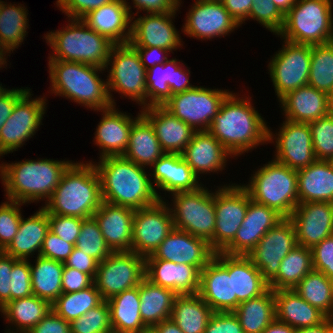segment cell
<instances>
[{
  "instance_id": "91938a15",
  "label": "cell",
  "mask_w": 333,
  "mask_h": 333,
  "mask_svg": "<svg viewBox=\"0 0 333 333\" xmlns=\"http://www.w3.org/2000/svg\"><path fill=\"white\" fill-rule=\"evenodd\" d=\"M114 0H57V8L70 19H82L89 12Z\"/></svg>"
},
{
  "instance_id": "11a10c76",
  "label": "cell",
  "mask_w": 333,
  "mask_h": 333,
  "mask_svg": "<svg viewBox=\"0 0 333 333\" xmlns=\"http://www.w3.org/2000/svg\"><path fill=\"white\" fill-rule=\"evenodd\" d=\"M256 20L274 35H278L284 24V14L271 0H253L248 20Z\"/></svg>"
},
{
  "instance_id": "30bf717a",
  "label": "cell",
  "mask_w": 333,
  "mask_h": 333,
  "mask_svg": "<svg viewBox=\"0 0 333 333\" xmlns=\"http://www.w3.org/2000/svg\"><path fill=\"white\" fill-rule=\"evenodd\" d=\"M105 70L109 73L106 80L113 106H116L112 94L115 92L122 98L127 97L136 102L141 109L147 107V70L141 63L137 51L129 43L112 47Z\"/></svg>"
},
{
  "instance_id": "be15d7a7",
  "label": "cell",
  "mask_w": 333,
  "mask_h": 333,
  "mask_svg": "<svg viewBox=\"0 0 333 333\" xmlns=\"http://www.w3.org/2000/svg\"><path fill=\"white\" fill-rule=\"evenodd\" d=\"M204 333H244L234 312H213Z\"/></svg>"
},
{
  "instance_id": "7dc6e473",
  "label": "cell",
  "mask_w": 333,
  "mask_h": 333,
  "mask_svg": "<svg viewBox=\"0 0 333 333\" xmlns=\"http://www.w3.org/2000/svg\"><path fill=\"white\" fill-rule=\"evenodd\" d=\"M294 290L310 305L333 318V280L323 272L312 270Z\"/></svg>"
},
{
  "instance_id": "ab89813d",
  "label": "cell",
  "mask_w": 333,
  "mask_h": 333,
  "mask_svg": "<svg viewBox=\"0 0 333 333\" xmlns=\"http://www.w3.org/2000/svg\"><path fill=\"white\" fill-rule=\"evenodd\" d=\"M177 293L151 283L144 278L139 284L140 314L143 323L152 329L163 320L170 319Z\"/></svg>"
},
{
  "instance_id": "2644e50d",
  "label": "cell",
  "mask_w": 333,
  "mask_h": 333,
  "mask_svg": "<svg viewBox=\"0 0 333 333\" xmlns=\"http://www.w3.org/2000/svg\"><path fill=\"white\" fill-rule=\"evenodd\" d=\"M133 48L137 51L140 57V61L146 70L157 64H163L164 62H166L168 60V55L170 53L169 50H165L159 47H133Z\"/></svg>"
},
{
  "instance_id": "94428289",
  "label": "cell",
  "mask_w": 333,
  "mask_h": 333,
  "mask_svg": "<svg viewBox=\"0 0 333 333\" xmlns=\"http://www.w3.org/2000/svg\"><path fill=\"white\" fill-rule=\"evenodd\" d=\"M73 248L72 243L62 240L49 230L43 240L40 256L65 263Z\"/></svg>"
},
{
  "instance_id": "979ff035",
  "label": "cell",
  "mask_w": 333,
  "mask_h": 333,
  "mask_svg": "<svg viewBox=\"0 0 333 333\" xmlns=\"http://www.w3.org/2000/svg\"><path fill=\"white\" fill-rule=\"evenodd\" d=\"M327 161H328V163L330 164V166L333 170V157L329 158Z\"/></svg>"
},
{
  "instance_id": "f907efd6",
  "label": "cell",
  "mask_w": 333,
  "mask_h": 333,
  "mask_svg": "<svg viewBox=\"0 0 333 333\" xmlns=\"http://www.w3.org/2000/svg\"><path fill=\"white\" fill-rule=\"evenodd\" d=\"M75 247L79 248L99 263L107 258L113 251L106 244L105 238L95 218L82 219V225Z\"/></svg>"
},
{
  "instance_id": "b9f144b4",
  "label": "cell",
  "mask_w": 333,
  "mask_h": 333,
  "mask_svg": "<svg viewBox=\"0 0 333 333\" xmlns=\"http://www.w3.org/2000/svg\"><path fill=\"white\" fill-rule=\"evenodd\" d=\"M212 314L213 310L198 293L178 294L170 319L184 333H204Z\"/></svg>"
},
{
  "instance_id": "e0dca14e",
  "label": "cell",
  "mask_w": 333,
  "mask_h": 333,
  "mask_svg": "<svg viewBox=\"0 0 333 333\" xmlns=\"http://www.w3.org/2000/svg\"><path fill=\"white\" fill-rule=\"evenodd\" d=\"M173 229L171 211L164 200L135 210L131 252L145 258L152 255Z\"/></svg>"
},
{
  "instance_id": "ffe728a7",
  "label": "cell",
  "mask_w": 333,
  "mask_h": 333,
  "mask_svg": "<svg viewBox=\"0 0 333 333\" xmlns=\"http://www.w3.org/2000/svg\"><path fill=\"white\" fill-rule=\"evenodd\" d=\"M199 296L213 312H233L237 296H233V274H229V255L218 252L200 272Z\"/></svg>"
},
{
  "instance_id": "484cf974",
  "label": "cell",
  "mask_w": 333,
  "mask_h": 333,
  "mask_svg": "<svg viewBox=\"0 0 333 333\" xmlns=\"http://www.w3.org/2000/svg\"><path fill=\"white\" fill-rule=\"evenodd\" d=\"M101 119L96 126L94 144L98 146L100 157L123 156L129 143V133L133 123L142 115L141 110L133 117L132 114L121 112L116 106L99 111ZM101 149V150H100Z\"/></svg>"
},
{
  "instance_id": "603a6c76",
  "label": "cell",
  "mask_w": 333,
  "mask_h": 333,
  "mask_svg": "<svg viewBox=\"0 0 333 333\" xmlns=\"http://www.w3.org/2000/svg\"><path fill=\"white\" fill-rule=\"evenodd\" d=\"M214 255L215 252L206 240L174 228L155 252L146 258L189 264L201 271L214 258Z\"/></svg>"
},
{
  "instance_id": "4316f807",
  "label": "cell",
  "mask_w": 333,
  "mask_h": 333,
  "mask_svg": "<svg viewBox=\"0 0 333 333\" xmlns=\"http://www.w3.org/2000/svg\"><path fill=\"white\" fill-rule=\"evenodd\" d=\"M150 169V180L159 200H165L166 193L194 191L203 185L181 154L165 153ZM157 190L164 191L165 197Z\"/></svg>"
},
{
  "instance_id": "6da1fadb",
  "label": "cell",
  "mask_w": 333,
  "mask_h": 333,
  "mask_svg": "<svg viewBox=\"0 0 333 333\" xmlns=\"http://www.w3.org/2000/svg\"><path fill=\"white\" fill-rule=\"evenodd\" d=\"M251 101L232 91L208 130L235 158L268 144L269 125Z\"/></svg>"
},
{
  "instance_id": "11e5206c",
  "label": "cell",
  "mask_w": 333,
  "mask_h": 333,
  "mask_svg": "<svg viewBox=\"0 0 333 333\" xmlns=\"http://www.w3.org/2000/svg\"><path fill=\"white\" fill-rule=\"evenodd\" d=\"M152 330L155 333H184L171 319L156 324Z\"/></svg>"
},
{
  "instance_id": "89a4df30",
  "label": "cell",
  "mask_w": 333,
  "mask_h": 333,
  "mask_svg": "<svg viewBox=\"0 0 333 333\" xmlns=\"http://www.w3.org/2000/svg\"><path fill=\"white\" fill-rule=\"evenodd\" d=\"M30 89L25 88H3L0 91V130L13 111L16 102Z\"/></svg>"
},
{
  "instance_id": "52a82bcc",
  "label": "cell",
  "mask_w": 333,
  "mask_h": 333,
  "mask_svg": "<svg viewBox=\"0 0 333 333\" xmlns=\"http://www.w3.org/2000/svg\"><path fill=\"white\" fill-rule=\"evenodd\" d=\"M259 167L249 178L248 184L242 186L252 201L275 209L288 218L299 203L297 170L274 158Z\"/></svg>"
},
{
  "instance_id": "ee69618b",
  "label": "cell",
  "mask_w": 333,
  "mask_h": 333,
  "mask_svg": "<svg viewBox=\"0 0 333 333\" xmlns=\"http://www.w3.org/2000/svg\"><path fill=\"white\" fill-rule=\"evenodd\" d=\"M34 258L35 264L30 262L33 294L52 304L63 293L64 263L40 255Z\"/></svg>"
},
{
  "instance_id": "9a60e30c",
  "label": "cell",
  "mask_w": 333,
  "mask_h": 333,
  "mask_svg": "<svg viewBox=\"0 0 333 333\" xmlns=\"http://www.w3.org/2000/svg\"><path fill=\"white\" fill-rule=\"evenodd\" d=\"M214 190L216 223L212 249L222 252L233 240L248 208V192L242 184L229 183Z\"/></svg>"
},
{
  "instance_id": "4dcf8cb0",
  "label": "cell",
  "mask_w": 333,
  "mask_h": 333,
  "mask_svg": "<svg viewBox=\"0 0 333 333\" xmlns=\"http://www.w3.org/2000/svg\"><path fill=\"white\" fill-rule=\"evenodd\" d=\"M81 20L115 45L128 44L131 39L132 16L124 0H114L102 5L89 12Z\"/></svg>"
},
{
  "instance_id": "f546056e",
  "label": "cell",
  "mask_w": 333,
  "mask_h": 333,
  "mask_svg": "<svg viewBox=\"0 0 333 333\" xmlns=\"http://www.w3.org/2000/svg\"><path fill=\"white\" fill-rule=\"evenodd\" d=\"M141 114L151 123L165 153L182 154L196 132L163 105L147 106Z\"/></svg>"
},
{
  "instance_id": "836d02e7",
  "label": "cell",
  "mask_w": 333,
  "mask_h": 333,
  "mask_svg": "<svg viewBox=\"0 0 333 333\" xmlns=\"http://www.w3.org/2000/svg\"><path fill=\"white\" fill-rule=\"evenodd\" d=\"M48 231L47 211L41 206L29 218H21L18 231L4 252L21 260H30L35 253L39 256Z\"/></svg>"
},
{
  "instance_id": "8fae6325",
  "label": "cell",
  "mask_w": 333,
  "mask_h": 333,
  "mask_svg": "<svg viewBox=\"0 0 333 333\" xmlns=\"http://www.w3.org/2000/svg\"><path fill=\"white\" fill-rule=\"evenodd\" d=\"M232 91L195 86L172 95L164 107L195 131H208L220 106Z\"/></svg>"
},
{
  "instance_id": "d6986e66",
  "label": "cell",
  "mask_w": 333,
  "mask_h": 333,
  "mask_svg": "<svg viewBox=\"0 0 333 333\" xmlns=\"http://www.w3.org/2000/svg\"><path fill=\"white\" fill-rule=\"evenodd\" d=\"M181 32L198 40L225 37L241 27L222 2L195 0L186 14Z\"/></svg>"
},
{
  "instance_id": "3957f363",
  "label": "cell",
  "mask_w": 333,
  "mask_h": 333,
  "mask_svg": "<svg viewBox=\"0 0 333 333\" xmlns=\"http://www.w3.org/2000/svg\"><path fill=\"white\" fill-rule=\"evenodd\" d=\"M72 160L39 158L0 164V179L7 200L24 204L45 201L52 196ZM46 199V200H45Z\"/></svg>"
},
{
  "instance_id": "03108f58",
  "label": "cell",
  "mask_w": 333,
  "mask_h": 333,
  "mask_svg": "<svg viewBox=\"0 0 333 333\" xmlns=\"http://www.w3.org/2000/svg\"><path fill=\"white\" fill-rule=\"evenodd\" d=\"M27 333H71L70 323L51 310Z\"/></svg>"
},
{
  "instance_id": "34e18365",
  "label": "cell",
  "mask_w": 333,
  "mask_h": 333,
  "mask_svg": "<svg viewBox=\"0 0 333 333\" xmlns=\"http://www.w3.org/2000/svg\"><path fill=\"white\" fill-rule=\"evenodd\" d=\"M294 327L276 318L261 333H296Z\"/></svg>"
},
{
  "instance_id": "681fc988",
  "label": "cell",
  "mask_w": 333,
  "mask_h": 333,
  "mask_svg": "<svg viewBox=\"0 0 333 333\" xmlns=\"http://www.w3.org/2000/svg\"><path fill=\"white\" fill-rule=\"evenodd\" d=\"M330 95L333 91V41L313 45L308 84Z\"/></svg>"
},
{
  "instance_id": "2e32d148",
  "label": "cell",
  "mask_w": 333,
  "mask_h": 333,
  "mask_svg": "<svg viewBox=\"0 0 333 333\" xmlns=\"http://www.w3.org/2000/svg\"><path fill=\"white\" fill-rule=\"evenodd\" d=\"M280 126L276 133L268 127V143H275L276 148L274 159L293 170H300L312 164L316 157L308 123L285 119Z\"/></svg>"
},
{
  "instance_id": "8992f818",
  "label": "cell",
  "mask_w": 333,
  "mask_h": 333,
  "mask_svg": "<svg viewBox=\"0 0 333 333\" xmlns=\"http://www.w3.org/2000/svg\"><path fill=\"white\" fill-rule=\"evenodd\" d=\"M67 21L68 24L62 29L44 34L46 44L52 49L48 59L79 62L105 69L115 44L81 19L68 18Z\"/></svg>"
},
{
  "instance_id": "1f68e13d",
  "label": "cell",
  "mask_w": 333,
  "mask_h": 333,
  "mask_svg": "<svg viewBox=\"0 0 333 333\" xmlns=\"http://www.w3.org/2000/svg\"><path fill=\"white\" fill-rule=\"evenodd\" d=\"M134 213V209L103 201L93 214L113 252L131 251Z\"/></svg>"
},
{
  "instance_id": "db71d44e",
  "label": "cell",
  "mask_w": 333,
  "mask_h": 333,
  "mask_svg": "<svg viewBox=\"0 0 333 333\" xmlns=\"http://www.w3.org/2000/svg\"><path fill=\"white\" fill-rule=\"evenodd\" d=\"M26 205L7 200L0 205V250L4 251L18 231L22 218L21 206Z\"/></svg>"
},
{
  "instance_id": "753ad0ef",
  "label": "cell",
  "mask_w": 333,
  "mask_h": 333,
  "mask_svg": "<svg viewBox=\"0 0 333 333\" xmlns=\"http://www.w3.org/2000/svg\"><path fill=\"white\" fill-rule=\"evenodd\" d=\"M296 333H333V318L327 317L315 326L299 328Z\"/></svg>"
},
{
  "instance_id": "603ad722",
  "label": "cell",
  "mask_w": 333,
  "mask_h": 333,
  "mask_svg": "<svg viewBox=\"0 0 333 333\" xmlns=\"http://www.w3.org/2000/svg\"><path fill=\"white\" fill-rule=\"evenodd\" d=\"M4 88V86L0 83V91Z\"/></svg>"
},
{
  "instance_id": "8c879c8a",
  "label": "cell",
  "mask_w": 333,
  "mask_h": 333,
  "mask_svg": "<svg viewBox=\"0 0 333 333\" xmlns=\"http://www.w3.org/2000/svg\"><path fill=\"white\" fill-rule=\"evenodd\" d=\"M224 8L241 26L248 20L253 0H223Z\"/></svg>"
},
{
  "instance_id": "b9fcfbb0",
  "label": "cell",
  "mask_w": 333,
  "mask_h": 333,
  "mask_svg": "<svg viewBox=\"0 0 333 333\" xmlns=\"http://www.w3.org/2000/svg\"><path fill=\"white\" fill-rule=\"evenodd\" d=\"M7 54V55H6ZM10 57V53L0 44V69L7 67V57ZM6 66V67H5Z\"/></svg>"
},
{
  "instance_id": "bcb514c9",
  "label": "cell",
  "mask_w": 333,
  "mask_h": 333,
  "mask_svg": "<svg viewBox=\"0 0 333 333\" xmlns=\"http://www.w3.org/2000/svg\"><path fill=\"white\" fill-rule=\"evenodd\" d=\"M313 270L311 248L296 246L281 261L277 275L268 283L269 288L294 289Z\"/></svg>"
},
{
  "instance_id": "d4e9b609",
  "label": "cell",
  "mask_w": 333,
  "mask_h": 333,
  "mask_svg": "<svg viewBox=\"0 0 333 333\" xmlns=\"http://www.w3.org/2000/svg\"><path fill=\"white\" fill-rule=\"evenodd\" d=\"M182 61L168 59L147 69V106L164 105L174 94L183 93L195 86L190 83V69Z\"/></svg>"
},
{
  "instance_id": "6125c7cd",
  "label": "cell",
  "mask_w": 333,
  "mask_h": 333,
  "mask_svg": "<svg viewBox=\"0 0 333 333\" xmlns=\"http://www.w3.org/2000/svg\"><path fill=\"white\" fill-rule=\"evenodd\" d=\"M127 5L129 12L132 17L137 16L140 11L146 12L147 14L156 13H169L173 11H179L182 0H131L133 3L127 2L130 0H124ZM133 4L130 5V4ZM136 9V13L132 12L131 8Z\"/></svg>"
},
{
  "instance_id": "60d3db41",
  "label": "cell",
  "mask_w": 333,
  "mask_h": 333,
  "mask_svg": "<svg viewBox=\"0 0 333 333\" xmlns=\"http://www.w3.org/2000/svg\"><path fill=\"white\" fill-rule=\"evenodd\" d=\"M229 274H233V296L240 302L258 297L269 289L268 282L248 256L229 255Z\"/></svg>"
},
{
  "instance_id": "c3c4849f",
  "label": "cell",
  "mask_w": 333,
  "mask_h": 333,
  "mask_svg": "<svg viewBox=\"0 0 333 333\" xmlns=\"http://www.w3.org/2000/svg\"><path fill=\"white\" fill-rule=\"evenodd\" d=\"M103 301L100 292L93 283L86 289L62 293L53 303L52 310L67 322L71 323L91 308Z\"/></svg>"
},
{
  "instance_id": "f1b7e54d",
  "label": "cell",
  "mask_w": 333,
  "mask_h": 333,
  "mask_svg": "<svg viewBox=\"0 0 333 333\" xmlns=\"http://www.w3.org/2000/svg\"><path fill=\"white\" fill-rule=\"evenodd\" d=\"M200 270L189 264H176L157 258H145V278L177 294L199 291Z\"/></svg>"
},
{
  "instance_id": "deb4b68c",
  "label": "cell",
  "mask_w": 333,
  "mask_h": 333,
  "mask_svg": "<svg viewBox=\"0 0 333 333\" xmlns=\"http://www.w3.org/2000/svg\"><path fill=\"white\" fill-rule=\"evenodd\" d=\"M329 5L333 6V0H325Z\"/></svg>"
},
{
  "instance_id": "e575fe53",
  "label": "cell",
  "mask_w": 333,
  "mask_h": 333,
  "mask_svg": "<svg viewBox=\"0 0 333 333\" xmlns=\"http://www.w3.org/2000/svg\"><path fill=\"white\" fill-rule=\"evenodd\" d=\"M276 319L295 329L315 326L327 316L305 301L294 289L274 291Z\"/></svg>"
},
{
  "instance_id": "83f0119b",
  "label": "cell",
  "mask_w": 333,
  "mask_h": 333,
  "mask_svg": "<svg viewBox=\"0 0 333 333\" xmlns=\"http://www.w3.org/2000/svg\"><path fill=\"white\" fill-rule=\"evenodd\" d=\"M181 155L199 180L202 174L226 170L228 159H234L209 131H196Z\"/></svg>"
},
{
  "instance_id": "a7ac6f4b",
  "label": "cell",
  "mask_w": 333,
  "mask_h": 333,
  "mask_svg": "<svg viewBox=\"0 0 333 333\" xmlns=\"http://www.w3.org/2000/svg\"><path fill=\"white\" fill-rule=\"evenodd\" d=\"M17 260L4 251L0 252V309L10 301V274Z\"/></svg>"
},
{
  "instance_id": "44dd1931",
  "label": "cell",
  "mask_w": 333,
  "mask_h": 333,
  "mask_svg": "<svg viewBox=\"0 0 333 333\" xmlns=\"http://www.w3.org/2000/svg\"><path fill=\"white\" fill-rule=\"evenodd\" d=\"M177 11L138 15L132 17V47H159L174 53L183 46L182 38L173 20ZM174 24V25H173Z\"/></svg>"
},
{
  "instance_id": "d590c367",
  "label": "cell",
  "mask_w": 333,
  "mask_h": 333,
  "mask_svg": "<svg viewBox=\"0 0 333 333\" xmlns=\"http://www.w3.org/2000/svg\"><path fill=\"white\" fill-rule=\"evenodd\" d=\"M298 201L333 203V170L327 160H315L297 170Z\"/></svg>"
},
{
  "instance_id": "5b68a950",
  "label": "cell",
  "mask_w": 333,
  "mask_h": 333,
  "mask_svg": "<svg viewBox=\"0 0 333 333\" xmlns=\"http://www.w3.org/2000/svg\"><path fill=\"white\" fill-rule=\"evenodd\" d=\"M102 202L100 179L93 163L73 161L42 207L49 214L85 219L92 217Z\"/></svg>"
},
{
  "instance_id": "2a66077c",
  "label": "cell",
  "mask_w": 333,
  "mask_h": 333,
  "mask_svg": "<svg viewBox=\"0 0 333 333\" xmlns=\"http://www.w3.org/2000/svg\"><path fill=\"white\" fill-rule=\"evenodd\" d=\"M285 15L297 2V0H271Z\"/></svg>"
},
{
  "instance_id": "d6a6232c",
  "label": "cell",
  "mask_w": 333,
  "mask_h": 333,
  "mask_svg": "<svg viewBox=\"0 0 333 333\" xmlns=\"http://www.w3.org/2000/svg\"><path fill=\"white\" fill-rule=\"evenodd\" d=\"M284 119L310 123L331 112L329 95L309 85L288 92L279 100Z\"/></svg>"
},
{
  "instance_id": "7a4b0ae2",
  "label": "cell",
  "mask_w": 333,
  "mask_h": 333,
  "mask_svg": "<svg viewBox=\"0 0 333 333\" xmlns=\"http://www.w3.org/2000/svg\"><path fill=\"white\" fill-rule=\"evenodd\" d=\"M92 162L99 175L102 201L134 210L156 204L159 198L147 168L125 159L108 156Z\"/></svg>"
},
{
  "instance_id": "f5cc1de1",
  "label": "cell",
  "mask_w": 333,
  "mask_h": 333,
  "mask_svg": "<svg viewBox=\"0 0 333 333\" xmlns=\"http://www.w3.org/2000/svg\"><path fill=\"white\" fill-rule=\"evenodd\" d=\"M316 160L333 157V112L308 123Z\"/></svg>"
},
{
  "instance_id": "7bdbcfd3",
  "label": "cell",
  "mask_w": 333,
  "mask_h": 333,
  "mask_svg": "<svg viewBox=\"0 0 333 333\" xmlns=\"http://www.w3.org/2000/svg\"><path fill=\"white\" fill-rule=\"evenodd\" d=\"M233 312L244 333H261L276 318L274 290L240 302Z\"/></svg>"
},
{
  "instance_id": "9f6ffc18",
  "label": "cell",
  "mask_w": 333,
  "mask_h": 333,
  "mask_svg": "<svg viewBox=\"0 0 333 333\" xmlns=\"http://www.w3.org/2000/svg\"><path fill=\"white\" fill-rule=\"evenodd\" d=\"M31 260L18 259L10 274V301L28 297L33 294L31 283Z\"/></svg>"
},
{
  "instance_id": "74e56055",
  "label": "cell",
  "mask_w": 333,
  "mask_h": 333,
  "mask_svg": "<svg viewBox=\"0 0 333 333\" xmlns=\"http://www.w3.org/2000/svg\"><path fill=\"white\" fill-rule=\"evenodd\" d=\"M107 302L113 333H143L149 330L141 319L139 286L124 290Z\"/></svg>"
},
{
  "instance_id": "f6af8a7d",
  "label": "cell",
  "mask_w": 333,
  "mask_h": 333,
  "mask_svg": "<svg viewBox=\"0 0 333 333\" xmlns=\"http://www.w3.org/2000/svg\"><path fill=\"white\" fill-rule=\"evenodd\" d=\"M28 9L24 4H12L2 1L0 15V44L11 54V51L22 45L29 29ZM28 28V29H27Z\"/></svg>"
},
{
  "instance_id": "9c48e42d",
  "label": "cell",
  "mask_w": 333,
  "mask_h": 333,
  "mask_svg": "<svg viewBox=\"0 0 333 333\" xmlns=\"http://www.w3.org/2000/svg\"><path fill=\"white\" fill-rule=\"evenodd\" d=\"M204 186L194 191L168 194V198H172L171 204L166 199L164 201L170 208L175 229L206 240L212 248L216 223L214 191Z\"/></svg>"
},
{
  "instance_id": "f35d334b",
  "label": "cell",
  "mask_w": 333,
  "mask_h": 333,
  "mask_svg": "<svg viewBox=\"0 0 333 333\" xmlns=\"http://www.w3.org/2000/svg\"><path fill=\"white\" fill-rule=\"evenodd\" d=\"M51 310L52 304L49 301L34 294L9 301L0 309V314L4 316L6 324L11 325L5 333H27Z\"/></svg>"
},
{
  "instance_id": "e7e4bbea",
  "label": "cell",
  "mask_w": 333,
  "mask_h": 333,
  "mask_svg": "<svg viewBox=\"0 0 333 333\" xmlns=\"http://www.w3.org/2000/svg\"><path fill=\"white\" fill-rule=\"evenodd\" d=\"M61 283L63 293H72L86 289L94 282L88 274L64 265Z\"/></svg>"
},
{
  "instance_id": "ba28073f",
  "label": "cell",
  "mask_w": 333,
  "mask_h": 333,
  "mask_svg": "<svg viewBox=\"0 0 333 333\" xmlns=\"http://www.w3.org/2000/svg\"><path fill=\"white\" fill-rule=\"evenodd\" d=\"M332 7L325 0H297L284 15V24L277 36L311 46L333 41Z\"/></svg>"
},
{
  "instance_id": "67dfc351",
  "label": "cell",
  "mask_w": 333,
  "mask_h": 333,
  "mask_svg": "<svg viewBox=\"0 0 333 333\" xmlns=\"http://www.w3.org/2000/svg\"><path fill=\"white\" fill-rule=\"evenodd\" d=\"M143 333H155V332L152 329H149V330H147V331H145Z\"/></svg>"
},
{
  "instance_id": "09005b40",
  "label": "cell",
  "mask_w": 333,
  "mask_h": 333,
  "mask_svg": "<svg viewBox=\"0 0 333 333\" xmlns=\"http://www.w3.org/2000/svg\"><path fill=\"white\" fill-rule=\"evenodd\" d=\"M329 99H330V108H331V112H333V91H332V93L329 95Z\"/></svg>"
},
{
  "instance_id": "277c9868",
  "label": "cell",
  "mask_w": 333,
  "mask_h": 333,
  "mask_svg": "<svg viewBox=\"0 0 333 333\" xmlns=\"http://www.w3.org/2000/svg\"><path fill=\"white\" fill-rule=\"evenodd\" d=\"M50 93L86 107L101 111L111 108L107 80L100 78L103 68L72 62L48 60Z\"/></svg>"
},
{
  "instance_id": "7402d4cb",
  "label": "cell",
  "mask_w": 333,
  "mask_h": 333,
  "mask_svg": "<svg viewBox=\"0 0 333 333\" xmlns=\"http://www.w3.org/2000/svg\"><path fill=\"white\" fill-rule=\"evenodd\" d=\"M288 218L293 223L299 246L312 248L333 235V203H298Z\"/></svg>"
},
{
  "instance_id": "5bb4252c",
  "label": "cell",
  "mask_w": 333,
  "mask_h": 333,
  "mask_svg": "<svg viewBox=\"0 0 333 333\" xmlns=\"http://www.w3.org/2000/svg\"><path fill=\"white\" fill-rule=\"evenodd\" d=\"M145 278V257L131 251L112 252L98 264L93 280L103 300L139 286Z\"/></svg>"
},
{
  "instance_id": "003e7915",
  "label": "cell",
  "mask_w": 333,
  "mask_h": 333,
  "mask_svg": "<svg viewBox=\"0 0 333 333\" xmlns=\"http://www.w3.org/2000/svg\"><path fill=\"white\" fill-rule=\"evenodd\" d=\"M99 262L93 257L84 254L79 248L75 247L69 255L64 265L67 267L75 268L80 272L88 274L93 280L96 275Z\"/></svg>"
},
{
  "instance_id": "680465c9",
  "label": "cell",
  "mask_w": 333,
  "mask_h": 333,
  "mask_svg": "<svg viewBox=\"0 0 333 333\" xmlns=\"http://www.w3.org/2000/svg\"><path fill=\"white\" fill-rule=\"evenodd\" d=\"M311 251L313 270L333 280V235L314 245Z\"/></svg>"
},
{
  "instance_id": "6f0895ef",
  "label": "cell",
  "mask_w": 333,
  "mask_h": 333,
  "mask_svg": "<svg viewBox=\"0 0 333 333\" xmlns=\"http://www.w3.org/2000/svg\"><path fill=\"white\" fill-rule=\"evenodd\" d=\"M47 216L49 221V230L62 240L72 243L75 246L80 233L82 218L49 214L48 212Z\"/></svg>"
},
{
  "instance_id": "ac0fdd59",
  "label": "cell",
  "mask_w": 333,
  "mask_h": 333,
  "mask_svg": "<svg viewBox=\"0 0 333 333\" xmlns=\"http://www.w3.org/2000/svg\"><path fill=\"white\" fill-rule=\"evenodd\" d=\"M298 246L296 232L289 218H284L259 240L248 257L269 283L278 273L281 261Z\"/></svg>"
},
{
  "instance_id": "b62a3aed",
  "label": "cell",
  "mask_w": 333,
  "mask_h": 333,
  "mask_svg": "<svg viewBox=\"0 0 333 333\" xmlns=\"http://www.w3.org/2000/svg\"><path fill=\"white\" fill-rule=\"evenodd\" d=\"M205 1L222 2L223 0H205Z\"/></svg>"
},
{
  "instance_id": "4fadbf2b",
  "label": "cell",
  "mask_w": 333,
  "mask_h": 333,
  "mask_svg": "<svg viewBox=\"0 0 333 333\" xmlns=\"http://www.w3.org/2000/svg\"><path fill=\"white\" fill-rule=\"evenodd\" d=\"M29 89L15 104L12 113L0 130V156L21 148L39 130L47 108V99L34 97ZM44 116V117H43Z\"/></svg>"
},
{
  "instance_id": "816d5d0a",
  "label": "cell",
  "mask_w": 333,
  "mask_h": 333,
  "mask_svg": "<svg viewBox=\"0 0 333 333\" xmlns=\"http://www.w3.org/2000/svg\"><path fill=\"white\" fill-rule=\"evenodd\" d=\"M70 326L71 333H113L108 302L103 300L98 306L73 320Z\"/></svg>"
},
{
  "instance_id": "7c38bea8",
  "label": "cell",
  "mask_w": 333,
  "mask_h": 333,
  "mask_svg": "<svg viewBox=\"0 0 333 333\" xmlns=\"http://www.w3.org/2000/svg\"><path fill=\"white\" fill-rule=\"evenodd\" d=\"M282 42V48L271 56L268 64L278 101L288 92L308 84L312 54L311 45Z\"/></svg>"
},
{
  "instance_id": "5803f987",
  "label": "cell",
  "mask_w": 333,
  "mask_h": 333,
  "mask_svg": "<svg viewBox=\"0 0 333 333\" xmlns=\"http://www.w3.org/2000/svg\"><path fill=\"white\" fill-rule=\"evenodd\" d=\"M1 7H2V2H0V15H1Z\"/></svg>"
},
{
  "instance_id": "8d00e7d4",
  "label": "cell",
  "mask_w": 333,
  "mask_h": 333,
  "mask_svg": "<svg viewBox=\"0 0 333 333\" xmlns=\"http://www.w3.org/2000/svg\"><path fill=\"white\" fill-rule=\"evenodd\" d=\"M165 154L151 123L141 115L132 125L123 157L149 169Z\"/></svg>"
},
{
  "instance_id": "cb8c5ba5",
  "label": "cell",
  "mask_w": 333,
  "mask_h": 333,
  "mask_svg": "<svg viewBox=\"0 0 333 333\" xmlns=\"http://www.w3.org/2000/svg\"><path fill=\"white\" fill-rule=\"evenodd\" d=\"M283 219L284 217L275 209L252 201L248 193V208L245 218L234 240L222 253L248 256L265 233Z\"/></svg>"
}]
</instances>
